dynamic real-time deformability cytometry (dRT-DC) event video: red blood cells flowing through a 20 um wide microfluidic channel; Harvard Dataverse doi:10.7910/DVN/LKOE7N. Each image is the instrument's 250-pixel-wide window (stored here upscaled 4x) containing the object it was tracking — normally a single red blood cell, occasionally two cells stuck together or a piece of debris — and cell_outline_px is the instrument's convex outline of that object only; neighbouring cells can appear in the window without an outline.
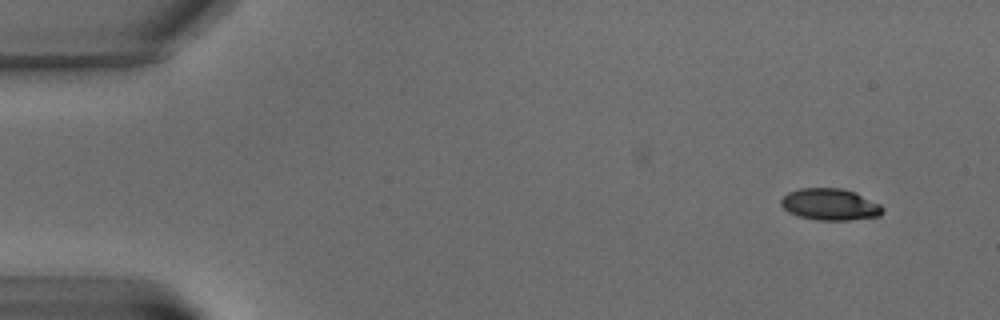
{"species": "common noctule bat (a hibernating species)", "species_latin": "Nyctalus noctula", "temperature_condition": "warm", "stored_images_in_passage": 7, "camera_frame_rate_fps": 3000, "um_per_image_px": 0.085, "animal": {"sex": "male", "body_mass_g": 15.6}, "frame": {"image": 1, "passage_image": 1, "time_ms": 0.0, "image_size_px": [1000, 320], "cell_outline_px": [[884, 212], [880, 216], [848, 220], [820, 220], [800, 216], [788, 212], [780, 204], [780, 200], [788, 192], [800, 188], [840, 188], [856, 192], [880, 204], [884, 208]], "centroid_in_image_um": [70.57, 17.37], "position_along_channel_um": 14.4, "area_um2": 18.79}}
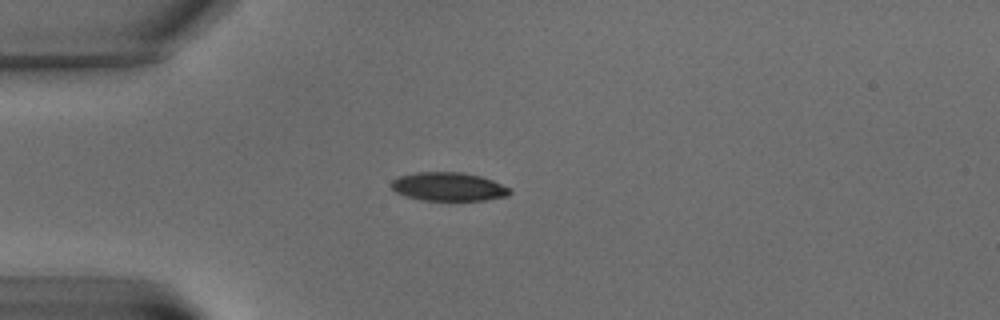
{"frame": {"image": 2, "passage_image": 5, "time_ms": 4.667, "image_size_px": [1000, 320], "cell_outline_px": [[512, 192], [508, 196], [484, 200], [420, 200], [404, 196], [396, 192], [392, 188], [392, 180], [400, 176], [416, 172], [464, 172], [480, 176], [492, 180], [508, 188]], "centroid_in_image_um": [38.1, 15.87], "position_along_channel_um": 46.9, "area_um2": 19.65}}
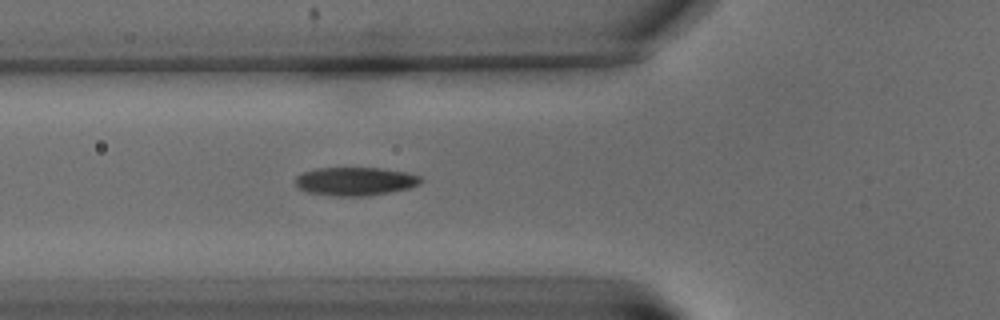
{"frame": {"image": 3, "passage_image": 7, "time_ms": 7.0, "image_size_px": [1000, 320], "cell_outline_px": [[424, 180], [420, 184], [408, 188], [388, 192], [364, 196], [336, 196], [308, 192], [300, 188], [296, 184], [296, 176], [304, 172], [316, 168], [380, 168], [408, 172], [420, 176]], "centroid_in_image_um": [30.23, 15.4], "position_along_channel_um": 95.6, "area_um2": 20.63}}